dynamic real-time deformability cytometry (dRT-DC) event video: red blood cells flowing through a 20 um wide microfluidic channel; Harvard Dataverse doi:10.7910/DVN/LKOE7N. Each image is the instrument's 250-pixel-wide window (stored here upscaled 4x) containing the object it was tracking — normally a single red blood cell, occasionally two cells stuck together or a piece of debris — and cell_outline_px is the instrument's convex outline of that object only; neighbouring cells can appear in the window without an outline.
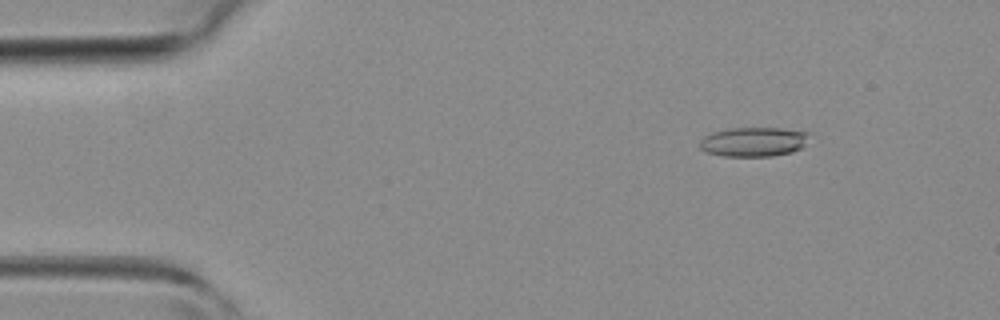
{"species": "common noctule bat (a hibernating species)", "species_latin": "Nyctalus noctula", "temperature_condition": "room temperature", "stored_images_in_passage": 40, "camera_frame_rate_fps": 3000, "um_per_image_px": 0.085, "animal": {"sex": "female", "body_mass_g": 19.3, "forearm_length_mm": 54.1}, "frame": {"image": 1, "passage_image": 3, "time_ms": 0.667, "image_size_px": [1000, 320], "cell_outline_px": [[808, 132], [804, 144], [800, 148], [792, 152], [772, 156], [724, 156], [708, 152], [700, 148], [700, 140], [704, 136], [712, 132], [732, 128], [780, 128]], "centroid_in_image_um": [64.02, 12.05], "position_along_channel_um": 21.0, "area_um2": 18.5}}
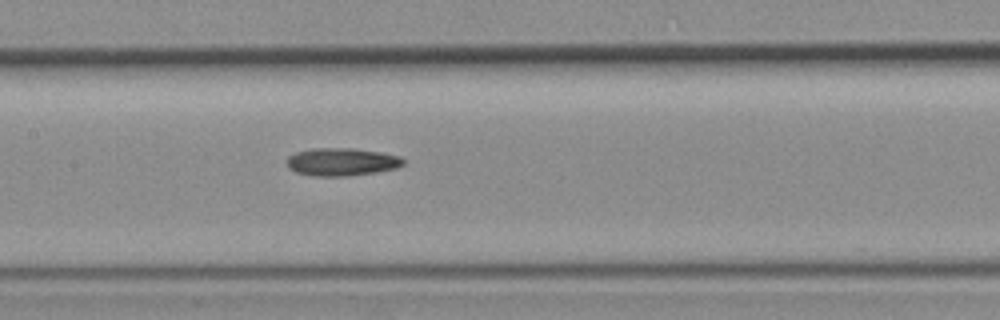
{"frame": {"image": 2, "passage_image": 18, "time_ms": 5.667, "image_size_px": [1000, 320], "cell_outline_px": [[404, 164], [396, 168], [376, 172], [348, 176], [312, 176], [296, 172], [288, 168], [288, 156], [296, 152], [312, 148], [352, 148], [380, 152], [400, 156], [404, 160]], "centroid_in_image_um": [29.04, 13.76], "position_along_channel_um": 178.4, "area_um2": 18.9}}
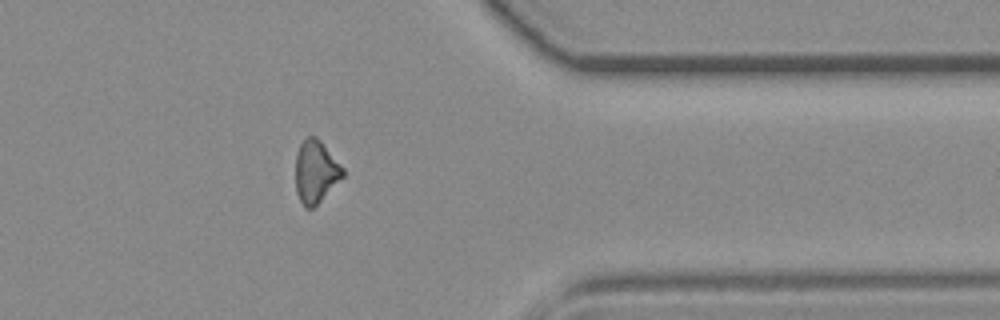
{"frame": {"image": 3, "passage_image": 32, "time_ms": 10.333, "image_size_px": [1000, 320], "cell_outline_px": [[344, 176], [312, 208], [304, 208], [296, 192], [296, 152], [300, 144], [308, 136], [316, 136], [320, 140], [344, 168]], "centroid_in_image_um": [26.83, 14.57], "position_along_channel_um": 384.6, "area_um2": 17.05}}